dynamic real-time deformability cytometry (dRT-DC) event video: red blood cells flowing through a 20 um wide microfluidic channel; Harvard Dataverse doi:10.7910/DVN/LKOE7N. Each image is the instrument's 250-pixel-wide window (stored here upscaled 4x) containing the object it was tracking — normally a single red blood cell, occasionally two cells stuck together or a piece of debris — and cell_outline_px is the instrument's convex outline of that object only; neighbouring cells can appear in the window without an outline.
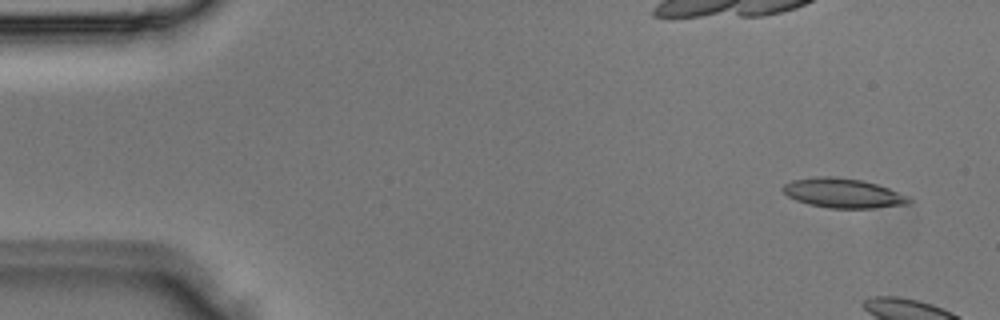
{"species": "Egyptian fruit bat (a non-hibernating species)", "species_latin": "Rousettus aegyptiacus", "temperature_condition": "room temperature", "stored_images_in_passage": 5, "camera_frame_rate_fps": 3000, "um_per_image_px": 0.085, "animal": {"sex": "male"}, "frame": {"image": 1, "passage_image": 1, "time_ms": 0.0, "image_size_px": [1000, 320], "cell_outline_px": [[912, 200], [908, 204], [872, 208], [828, 208], [808, 204], [796, 200], [788, 196], [780, 188], [784, 184], [792, 180], [816, 176], [836, 176], [860, 180], [876, 184], [888, 188], [908, 196]], "centroid_in_image_um": [71.62, 16.41], "position_along_channel_um": 13.4, "area_um2": 21.68}}